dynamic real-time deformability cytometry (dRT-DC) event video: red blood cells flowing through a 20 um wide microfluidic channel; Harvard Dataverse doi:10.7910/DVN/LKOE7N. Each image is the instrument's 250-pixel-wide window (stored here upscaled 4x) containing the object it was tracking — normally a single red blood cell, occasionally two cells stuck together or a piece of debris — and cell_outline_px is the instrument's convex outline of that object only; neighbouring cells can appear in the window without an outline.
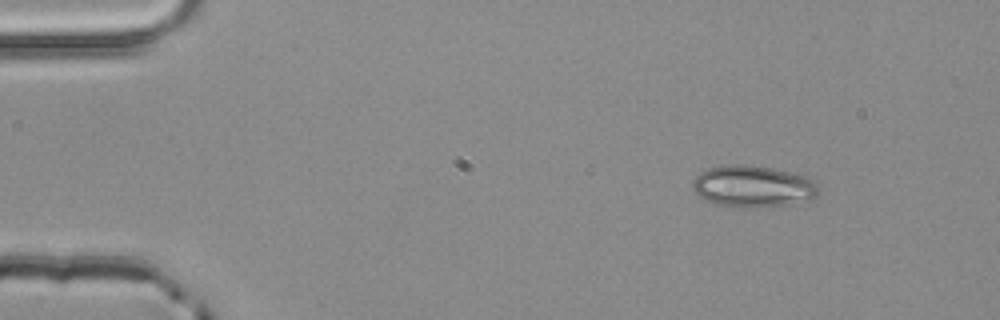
{"species": "common noctule bat (a hibernating species)", "species_latin": "Nyctalus noctula", "temperature_condition": "room temperature", "stored_images_in_passage": 4, "camera_frame_rate_fps": 3000, "um_per_image_px": 0.085, "animal": {"sex": "male", "body_mass_g": 20.4}, "frame": {"image": 1, "passage_image": 1, "time_ms": 0.0, "image_size_px": [1000, 320], "cell_outline_px": [[820, 188], [816, 196], [784, 204], [712, 204], [700, 196], [692, 188], [692, 180], [700, 172], [708, 168], [732, 164], [748, 164], [772, 168], [808, 176]], "centroid_in_image_um": [63.96, 15.76], "position_along_channel_um": 21.0, "area_um2": 29.3}}